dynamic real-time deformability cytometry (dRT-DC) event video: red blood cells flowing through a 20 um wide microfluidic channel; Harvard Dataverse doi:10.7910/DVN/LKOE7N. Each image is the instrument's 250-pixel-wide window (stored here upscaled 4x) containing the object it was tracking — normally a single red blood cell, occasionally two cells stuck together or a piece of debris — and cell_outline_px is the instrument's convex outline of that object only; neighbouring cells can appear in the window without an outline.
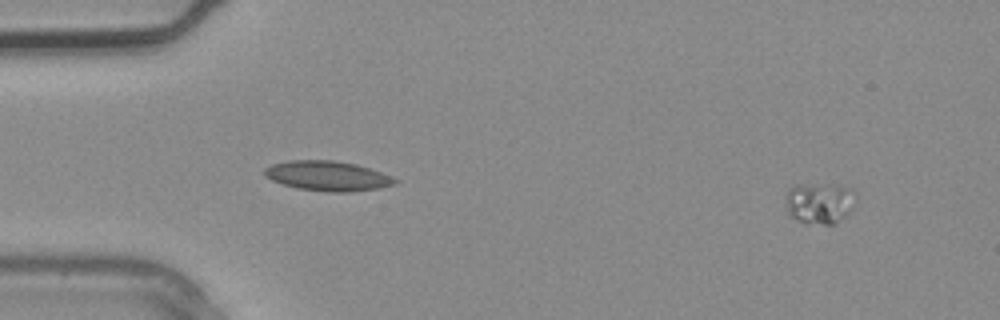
{"species": "common noctule bat (a hibernating species)", "species_latin": "Nyctalus noctula", "temperature_condition": "warm", "stored_images_in_passage": 2, "camera_frame_rate_fps": 3000, "um_per_image_px": 0.085, "animal": {"sex": "male", "body_mass_g": 20.4}, "frame": {"image": 1, "passage_image": 2, "time_ms": 0.333, "image_size_px": [1000, 320], "cell_outline_px": [[856, 200], [852, 208], [836, 224], [804, 224], [788, 216], [784, 196], [788, 188], [796, 184], [840, 184], [852, 188], [856, 192]], "centroid_in_image_um": [69.63, 17.24], "position_along_channel_um": 15.4, "area_um2": 17.63}}